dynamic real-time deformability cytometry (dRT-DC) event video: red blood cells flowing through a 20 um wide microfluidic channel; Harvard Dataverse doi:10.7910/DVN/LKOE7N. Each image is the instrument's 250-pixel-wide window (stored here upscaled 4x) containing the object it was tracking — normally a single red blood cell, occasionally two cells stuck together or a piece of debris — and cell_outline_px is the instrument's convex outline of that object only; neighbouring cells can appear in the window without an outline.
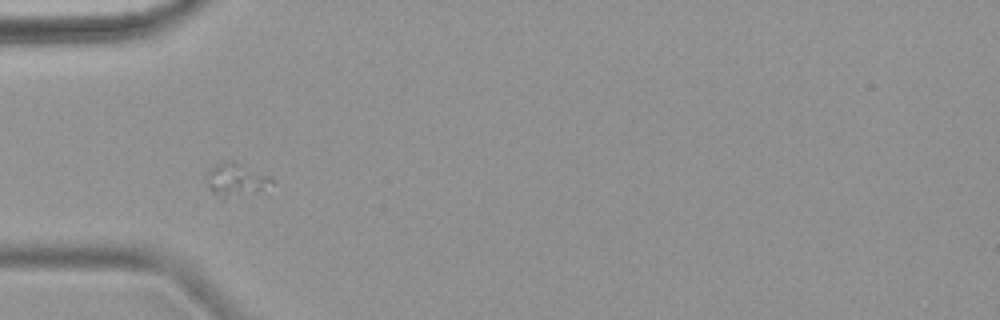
{"species": "common noctule bat (a hibernating species)", "species_latin": "Nyctalus noctula", "temperature_condition": "warm", "stored_images_in_passage": 7, "camera_frame_rate_fps": 3000, "um_per_image_px": 0.085, "animal": {"sex": "female", "body_mass_g": 18.4}, "frame": {"image": 1, "passage_image": 2, "time_ms": 3.0, "image_size_px": [1000, 320], "cell_outline_px": [[272, 184], [220, 204], [208, 188], [208, 168], [216, 164], [228, 160], [232, 160], [272, 176]], "centroid_in_image_um": [19.97, 15.34], "position_along_channel_um": 65.0, "area_um2": 13.06}}
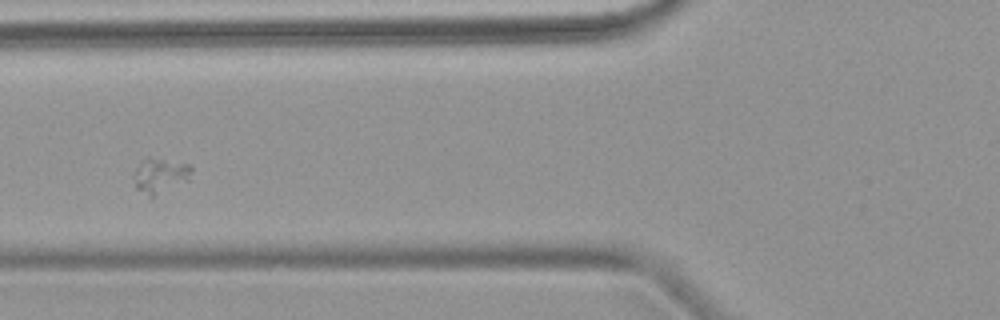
{"frame": {"image": 2, "passage_image": 3, "time_ms": 4.333, "image_size_px": [1000, 320], "cell_outline_px": [[192, 172], [188, 180], [152, 200], [136, 188], [136, 168], [144, 160], [160, 160], [188, 164], [192, 168]], "centroid_in_image_um": [13.65, 15.03], "position_along_channel_um": 112.1, "area_um2": 11.39}}
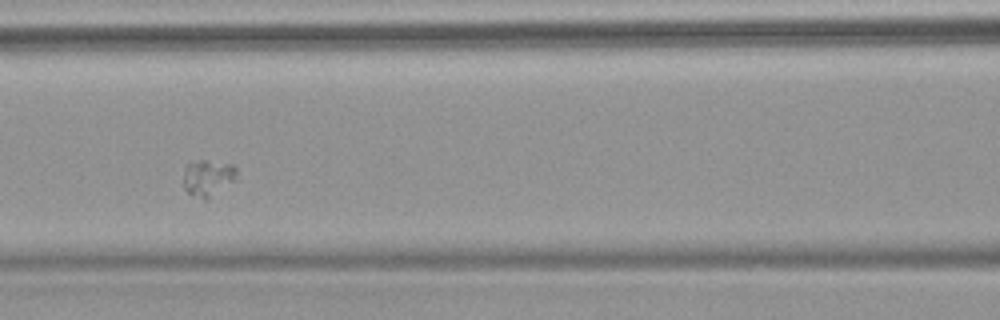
{"frame": {"image": 3, "passage_image": 4, "time_ms": 5.333, "image_size_px": [1000, 320], "cell_outline_px": [[236, 180], [208, 200], [204, 200], [188, 192], [184, 188], [184, 176], [188, 164], [192, 160], [208, 160], [232, 164], [236, 168]], "centroid_in_image_um": [17.7, 15.12], "position_along_channel_um": 148.9, "area_um2": 11.39}}